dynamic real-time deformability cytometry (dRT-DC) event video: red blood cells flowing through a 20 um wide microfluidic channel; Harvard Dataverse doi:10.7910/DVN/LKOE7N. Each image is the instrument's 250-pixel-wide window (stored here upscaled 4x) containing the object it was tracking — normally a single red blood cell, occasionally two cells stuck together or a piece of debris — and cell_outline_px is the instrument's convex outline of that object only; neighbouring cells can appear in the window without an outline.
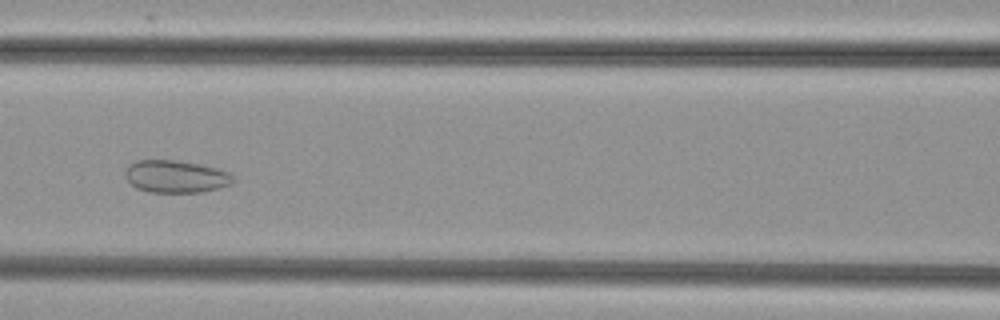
{"species": "common noctule bat (a hibernating species)", "species_latin": "Nyctalus noctula", "temperature_condition": "cold", "stored_images_in_passage": 49, "camera_frame_rate_fps": 3000, "um_per_image_px": 0.085, "animal": {"sex": "female", "body_mass_g": 29.2, "forearm_length_mm": 56.3}, "frame": {"image": 1, "passage_image": 20, "time_ms": 6.333, "image_size_px": [1000, 320], "cell_outline_px": [[236, 180], [232, 184], [220, 188], [200, 192], [148, 192], [136, 188], [124, 176], [124, 172], [128, 164], [136, 160], [176, 160], [200, 164], [216, 168], [228, 172]], "centroid_in_image_um": [14.93, 15.0], "position_along_channel_um": 151.7, "area_um2": 20.58}}
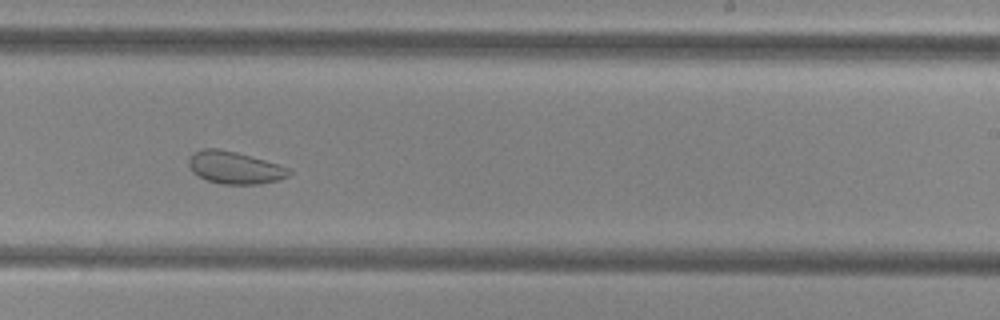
{"frame": {"image": 2, "passage_image": 29, "time_ms": 9.333, "image_size_px": [1000, 320], "cell_outline_px": [[292, 172], [288, 176], [276, 180], [260, 184], [220, 184], [208, 180], [192, 172], [188, 164], [188, 160], [192, 152], [200, 148], [216, 148], [236, 152], [292, 168]], "centroid_in_image_um": [19.93, 14.24], "position_along_channel_um": 269.1, "area_um2": 18.96}}
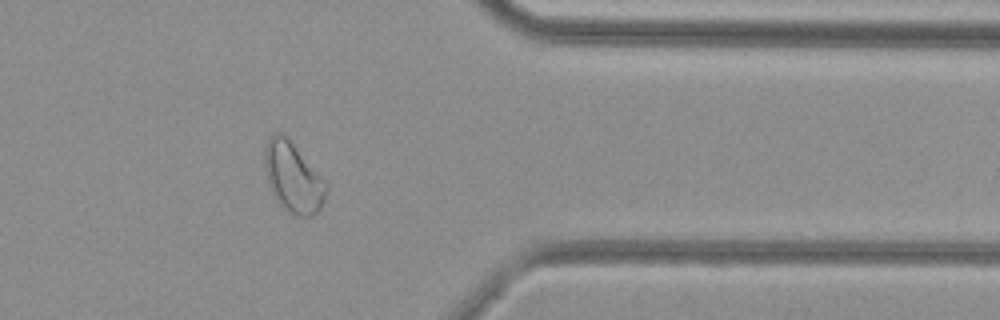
{"frame": {"image": 3, "passage_image": 39, "time_ms": 12.667, "image_size_px": [1000, 320], "cell_outline_px": [[328, 188], [324, 200], [320, 208], [312, 216], [292, 216], [272, 196], [268, 184], [264, 164], [264, 148], [268, 140], [276, 132], [280, 132], [292, 144], [328, 184]], "centroid_in_image_um": [24.89, 15.14], "position_along_channel_um": 386.5, "area_um2": 24.8}}